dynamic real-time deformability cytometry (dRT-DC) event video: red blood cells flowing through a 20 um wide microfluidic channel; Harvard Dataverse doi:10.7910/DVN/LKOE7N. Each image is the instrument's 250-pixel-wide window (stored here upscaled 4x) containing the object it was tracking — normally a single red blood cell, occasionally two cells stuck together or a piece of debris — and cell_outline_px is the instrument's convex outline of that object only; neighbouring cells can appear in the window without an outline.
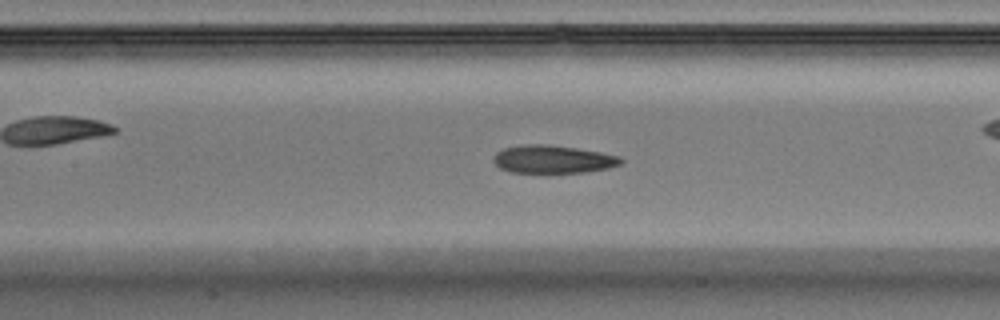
{"species": "Egyptian fruit bat (a non-hibernating species)", "species_latin": "Rousettus aegyptiacus", "temperature_condition": "warm", "stored_images_in_passage": 50, "camera_frame_rate_fps": 3000, "um_per_image_px": 0.085, "animal": {"sex": "male"}, "frame": {"image": 1, "passage_image": 22, "time_ms": 7.0, "image_size_px": [1000, 320], "cell_outline_px": [[624, 160], [620, 164], [608, 168], [584, 172], [512, 172], [500, 168], [492, 160], [492, 156], [496, 152], [504, 148], [524, 144], [548, 144], [576, 148], [600, 152], [620, 156]], "centroid_in_image_um": [46.98, 13.52], "position_along_channel_um": 160.4, "area_um2": 20.69}, "authors_computed_cell_mechanics": {"area_um2": 21.5594, "velocity_mm_per_s": 4.084, "shape_relaxation_time_tau1_ms": 9.4375, "shape_relaxation_time_tau2_ms": 1.6644, "deformation_change_tau1": 0.2479, "deformation_change_tau2": 0.0867}}